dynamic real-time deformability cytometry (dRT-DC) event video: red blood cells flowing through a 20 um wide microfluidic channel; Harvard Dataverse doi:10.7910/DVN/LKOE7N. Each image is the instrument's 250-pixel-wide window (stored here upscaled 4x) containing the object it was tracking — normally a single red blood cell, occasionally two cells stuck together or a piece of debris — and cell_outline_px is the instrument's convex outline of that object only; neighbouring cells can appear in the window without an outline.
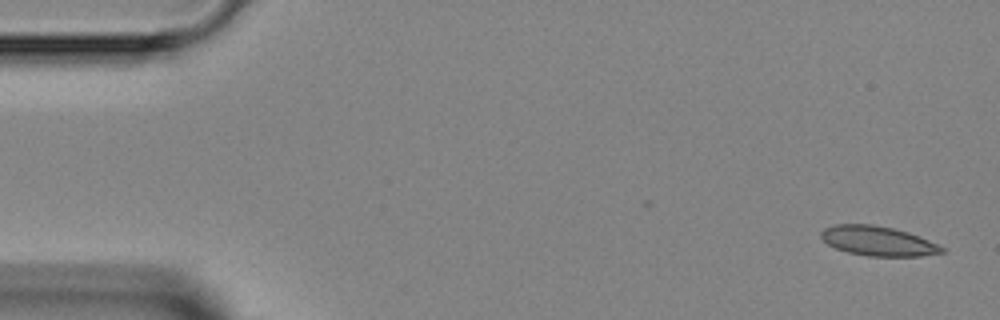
{"species": "Egyptian fruit bat (a non-hibernating species)", "species_latin": "Rousettus aegyptiacus", "temperature_condition": "room temperature", "stored_images_in_passage": 10, "camera_frame_rate_fps": 3000, "um_per_image_px": 0.085, "animal": {"sex": "female"}, "frame": {"image": 1, "passage_image": 1, "time_ms": 0.0, "image_size_px": [1000, 320], "cell_outline_px": [[948, 248], [944, 252], [920, 256], [868, 256], [848, 252], [836, 248], [828, 244], [820, 236], [820, 232], [824, 228], [836, 224], [872, 224], [892, 228], [908, 232]], "centroid_in_image_um": [74.64, 20.48], "position_along_channel_um": 10.4, "area_um2": 20.81}}